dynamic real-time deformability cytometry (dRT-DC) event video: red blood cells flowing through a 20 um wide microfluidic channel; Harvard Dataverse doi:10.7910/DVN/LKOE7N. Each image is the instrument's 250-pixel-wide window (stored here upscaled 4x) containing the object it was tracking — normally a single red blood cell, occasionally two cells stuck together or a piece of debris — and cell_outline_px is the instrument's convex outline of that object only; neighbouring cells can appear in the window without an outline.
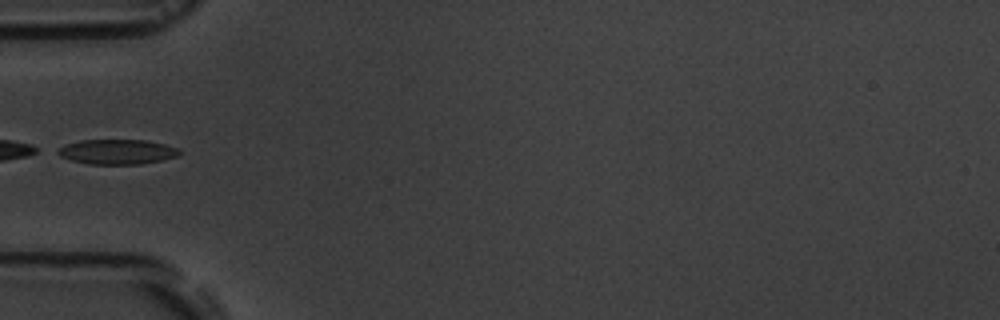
{"species": "common noctule bat (a hibernating species)", "species_latin": "Nyctalus noctula", "temperature_condition": "room temperature", "stored_images_in_passage": 3, "camera_frame_rate_fps": 3000, "um_per_image_px": 0.085, "animal": {"sex": "male", "body_mass_g": 19.5, "forearm_length_mm": 54.6}, "frame": {"image": 1, "passage_image": 3, "time_ms": 2.333, "image_size_px": [1000, 320], "cell_outline_px": [[180, 152], [176, 156], [160, 160], [140, 164], [88, 164], [72, 160], [60, 156], [52, 152], [68, 144], [80, 140], [144, 140], [164, 144], [180, 148]], "centroid_in_image_um": [9.93, 12.9], "position_along_channel_um": 75.1, "area_um2": 17.51}}